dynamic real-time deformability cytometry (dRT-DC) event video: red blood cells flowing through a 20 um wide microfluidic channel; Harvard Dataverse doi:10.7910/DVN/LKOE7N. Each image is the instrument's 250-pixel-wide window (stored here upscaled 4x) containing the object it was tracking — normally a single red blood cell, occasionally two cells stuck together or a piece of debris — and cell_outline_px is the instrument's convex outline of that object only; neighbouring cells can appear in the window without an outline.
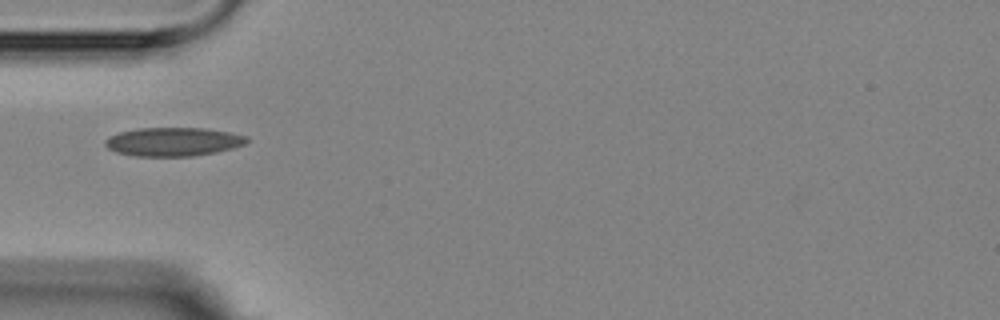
{"species": "Egyptian fruit bat (a non-hibernating species)", "species_latin": "Rousettus aegyptiacus", "temperature_condition": "room temperature", "stored_images_in_passage": 3, "camera_frame_rate_fps": 3000, "um_per_image_px": 0.085, "animal": {"sex": "female"}, "frame": {"image": 1, "passage_image": 1, "time_ms": 0.0, "image_size_px": [1000, 320], "cell_outline_px": [[248, 140], [244, 144], [232, 148], [216, 152], [192, 156], [136, 156], [116, 152], [108, 148], [104, 144], [104, 140], [108, 136], [120, 132], [136, 128], [204, 128], [228, 132], [248, 136]], "centroid_in_image_um": [14.69, 12.04], "position_along_channel_um": 70.3, "area_um2": 23.64}}
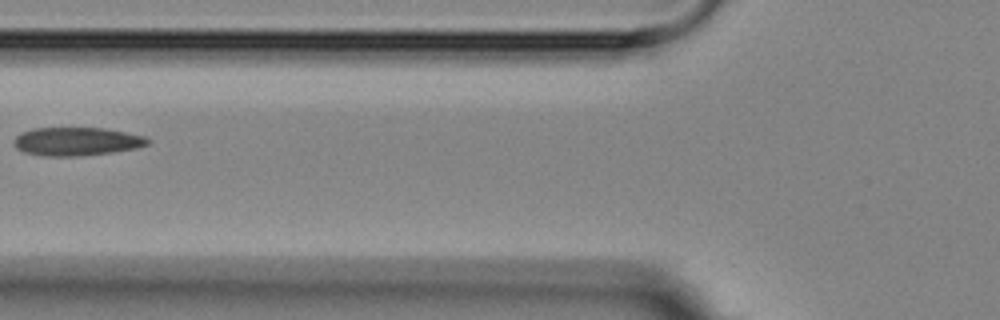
{"frame": {"image": 2, "passage_image": 2, "time_ms": 1.333, "image_size_px": [1000, 320], "cell_outline_px": [[152, 140], [148, 144], [136, 148], [112, 152], [80, 156], [44, 156], [24, 152], [16, 148], [12, 144], [16, 136], [20, 132], [32, 128], [104, 128], [148, 136]], "centroid_in_image_um": [6.52, 12.02], "position_along_channel_um": 119.3, "area_um2": 22.37}}
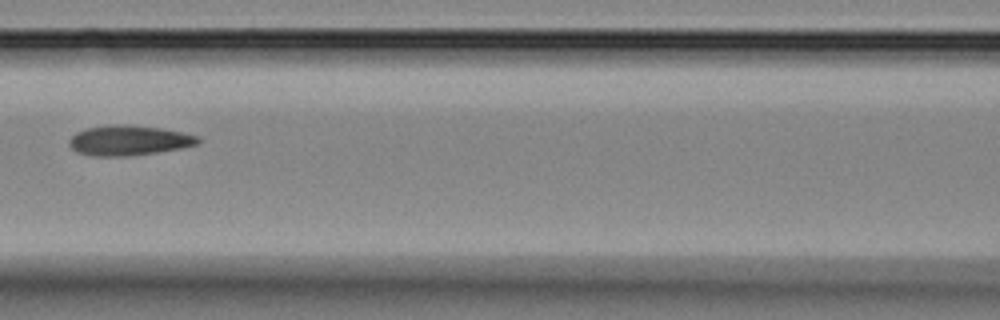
{"frame": {"image": 3, "passage_image": 3, "time_ms": 2.333, "image_size_px": [1000, 320], "cell_outline_px": [[200, 140], [196, 144], [180, 148], [156, 152], [128, 156], [92, 156], [76, 152], [68, 144], [68, 140], [76, 132], [88, 128], [112, 124], [128, 124], [160, 128], [200, 136]], "centroid_in_image_um": [10.91, 11.93], "position_along_channel_um": 155.7, "area_um2": 22.48}}